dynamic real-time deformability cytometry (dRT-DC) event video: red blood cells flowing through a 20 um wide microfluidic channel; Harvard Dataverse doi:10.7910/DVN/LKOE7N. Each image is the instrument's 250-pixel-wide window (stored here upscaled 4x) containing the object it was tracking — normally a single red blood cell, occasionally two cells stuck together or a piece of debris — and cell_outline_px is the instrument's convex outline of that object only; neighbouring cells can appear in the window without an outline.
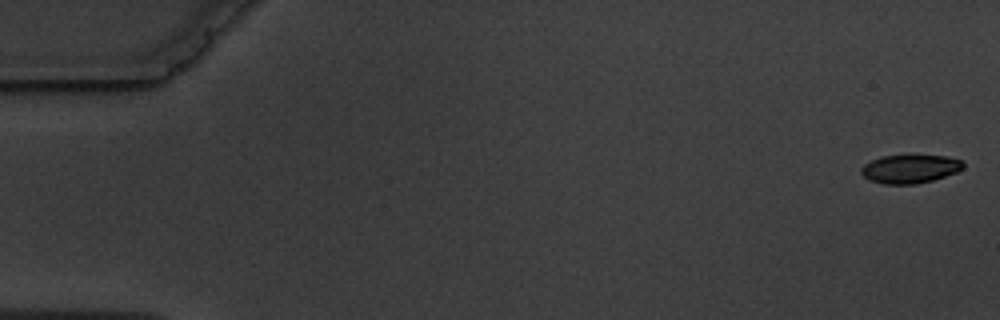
{"species": "common noctule bat (a hibernating species)", "species_latin": "Nyctalus noctula", "temperature_condition": "warm", "stored_images_in_passage": 7, "camera_frame_rate_fps": 3000, "um_per_image_px": 0.085, "animal": {"sex": "male", "body_mass_g": 19.5, "forearm_length_mm": 54.6}, "frame": {"image": 1, "passage_image": 1, "time_ms": 0.0, "image_size_px": [1000, 320], "cell_outline_px": [[964, 168], [956, 172], [932, 180], [916, 184], [884, 184], [868, 180], [860, 172], [860, 168], [864, 164], [880, 156], [948, 156], [960, 160], [964, 164]], "centroid_in_image_um": [77.32, 14.36], "position_along_channel_um": 7.7, "area_um2": 16.82}}
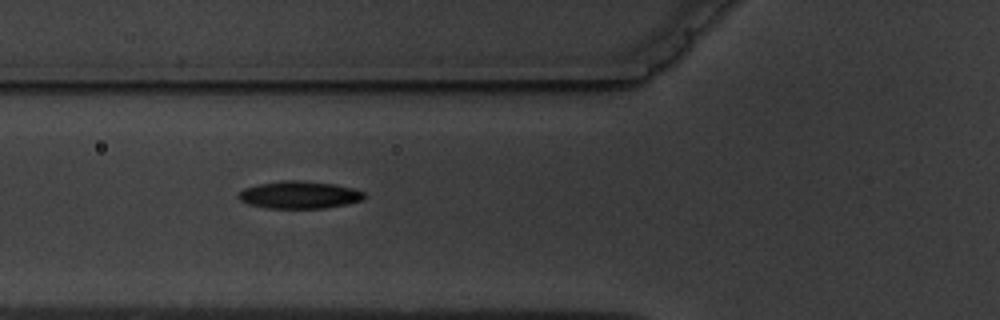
{"frame": {"image": 2, "passage_image": 6, "time_ms": 6.667, "image_size_px": [1000, 320], "cell_outline_px": [[364, 200], [348, 204], [324, 208], [268, 208], [248, 204], [240, 200], [236, 196], [244, 188], [256, 184], [280, 180], [304, 180], [336, 184], [356, 188], [364, 192]], "centroid_in_image_um": [25.46, 16.55], "position_along_channel_um": 100.3, "area_um2": 20.46}}
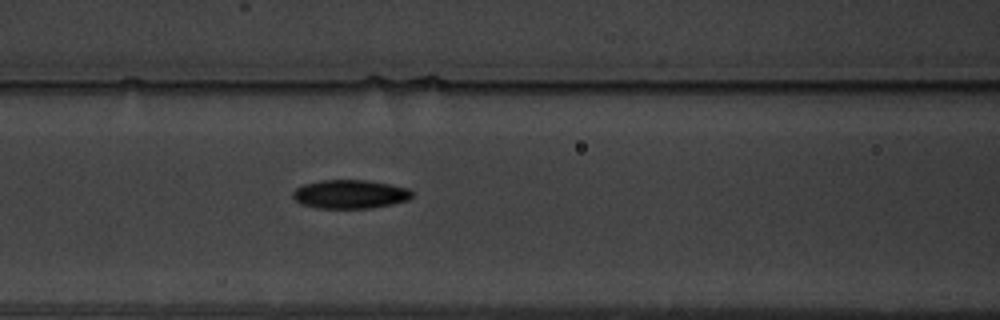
{"frame": {"image": 3, "passage_image": 7, "time_ms": 7.667, "image_size_px": [1000, 320], "cell_outline_px": [[412, 196], [408, 200], [392, 204], [372, 208], [316, 208], [300, 204], [292, 196], [292, 192], [296, 188], [304, 184], [320, 180], [368, 180], [408, 188], [412, 192]], "centroid_in_image_um": [29.73, 16.51], "position_along_channel_um": 136.9, "area_um2": 20.0}}